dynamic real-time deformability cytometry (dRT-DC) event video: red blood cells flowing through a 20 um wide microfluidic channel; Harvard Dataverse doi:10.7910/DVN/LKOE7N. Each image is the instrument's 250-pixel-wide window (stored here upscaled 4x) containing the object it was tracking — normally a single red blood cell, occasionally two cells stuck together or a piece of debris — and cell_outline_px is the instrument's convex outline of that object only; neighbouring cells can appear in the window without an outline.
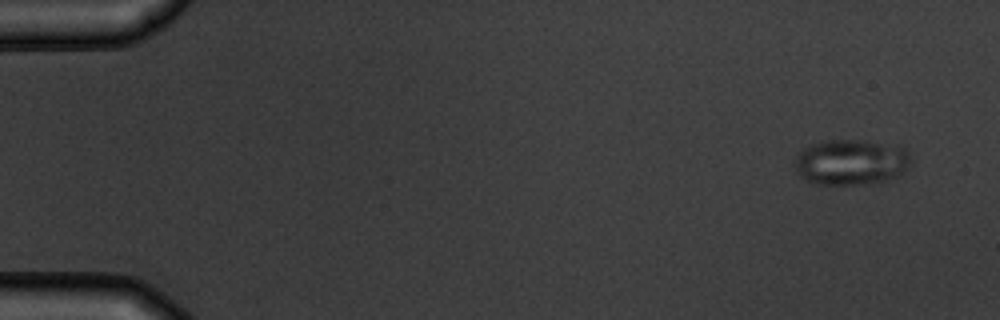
{"species": "common noctule bat (a hibernating species)", "species_latin": "Nyctalus noctula", "temperature_condition": "warm", "stored_images_in_passage": 6, "camera_frame_rate_fps": 3000, "um_per_image_px": 0.085, "animal": {"sex": "male", "body_mass_g": 19.5, "forearm_length_mm": 54.6}, "frame": {"image": 1, "passage_image": 1, "time_ms": 0.0, "image_size_px": [1000, 320], "cell_outline_px": [[912, 160], [900, 176], [888, 180], [864, 184], [816, 184], [804, 180], [796, 172], [796, 156], [804, 148], [820, 140], [860, 140], [900, 144], [908, 148]], "centroid_in_image_um": [72.4, 13.76], "position_along_channel_um": 12.6, "area_um2": 31.5}}
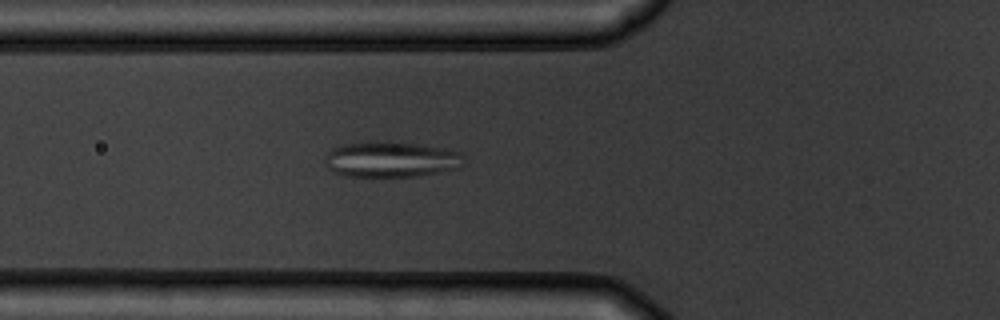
{"frame": {"image": 2, "passage_image": 6, "time_ms": 5.667, "image_size_px": [1000, 320], "cell_outline_px": [[464, 156], [460, 168], [420, 176], [344, 176], [328, 168], [324, 160], [324, 156], [332, 148], [340, 144], [388, 140], [400, 140], [448, 148], [460, 152]], "centroid_in_image_um": [33.27, 13.51], "position_along_channel_um": 92.5, "area_um2": 29.65}}